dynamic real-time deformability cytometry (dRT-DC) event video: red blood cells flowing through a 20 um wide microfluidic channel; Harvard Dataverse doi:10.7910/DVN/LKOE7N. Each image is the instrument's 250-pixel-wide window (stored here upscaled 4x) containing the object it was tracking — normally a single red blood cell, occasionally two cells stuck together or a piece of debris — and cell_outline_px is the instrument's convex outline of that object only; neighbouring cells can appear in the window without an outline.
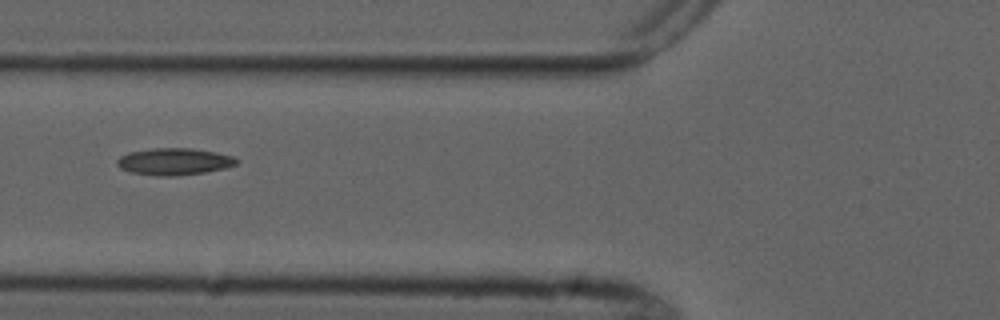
{"species": "common noctule bat (a hibernating species)", "species_latin": "Nyctalus noctula", "temperature_condition": "cold", "stored_images_in_passage": 7, "camera_frame_rate_fps": 3000, "um_per_image_px": 0.085, "animal": {"sex": "male", "forearm_length_mm": 52.5}, "frame": {"image": 1, "passage_image": 6, "time_ms": 5.667, "image_size_px": [1000, 320], "cell_outline_px": [[240, 160], [236, 164], [224, 168], [204, 172], [176, 176], [156, 176], [128, 172], [120, 168], [116, 164], [116, 160], [120, 156], [128, 152], [152, 148], [192, 148], [216, 152], [232, 156]], "centroid_in_image_um": [14.76, 13.73], "position_along_channel_um": 111.0, "area_um2": 18.9}}
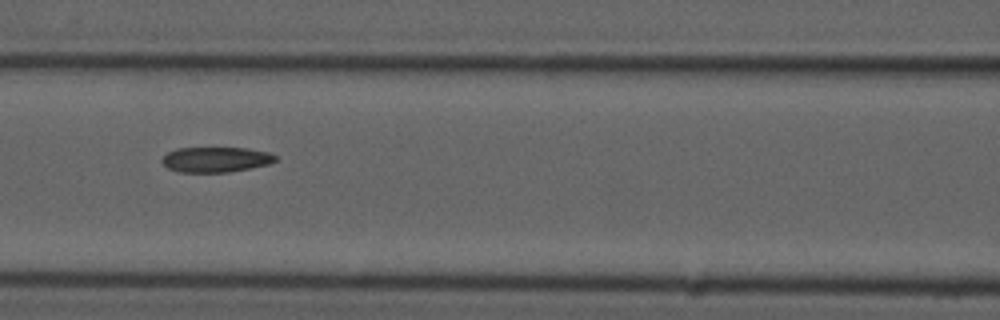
{"frame": {"image": 2, "passage_image": 7, "time_ms": 6.667, "image_size_px": [1000, 320], "cell_outline_px": [[276, 160], [268, 164], [228, 172], [180, 172], [168, 168], [160, 160], [168, 152], [176, 148], [248, 148], [268, 152], [276, 156]], "centroid_in_image_um": [18.32, 13.55], "position_along_channel_um": 148.3, "area_um2": 16.53}}